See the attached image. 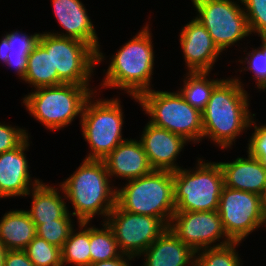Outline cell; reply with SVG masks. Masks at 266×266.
I'll return each mask as SVG.
<instances>
[{
	"mask_svg": "<svg viewBox=\"0 0 266 266\" xmlns=\"http://www.w3.org/2000/svg\"><path fill=\"white\" fill-rule=\"evenodd\" d=\"M249 95L238 77L223 79L201 112L202 140L208 138L220 149H232L233 142L248 130L255 117L248 109Z\"/></svg>",
	"mask_w": 266,
	"mask_h": 266,
	"instance_id": "obj_1",
	"label": "cell"
},
{
	"mask_svg": "<svg viewBox=\"0 0 266 266\" xmlns=\"http://www.w3.org/2000/svg\"><path fill=\"white\" fill-rule=\"evenodd\" d=\"M111 182L104 161L88 159L63 180L60 186L73 206L70 214L77 217V224L91 222L96 215L105 222L116 205L117 187Z\"/></svg>",
	"mask_w": 266,
	"mask_h": 266,
	"instance_id": "obj_2",
	"label": "cell"
},
{
	"mask_svg": "<svg viewBox=\"0 0 266 266\" xmlns=\"http://www.w3.org/2000/svg\"><path fill=\"white\" fill-rule=\"evenodd\" d=\"M150 30L148 24L144 25L138 34L112 55L99 88H119L137 103L143 92L151 90L155 54Z\"/></svg>",
	"mask_w": 266,
	"mask_h": 266,
	"instance_id": "obj_3",
	"label": "cell"
},
{
	"mask_svg": "<svg viewBox=\"0 0 266 266\" xmlns=\"http://www.w3.org/2000/svg\"><path fill=\"white\" fill-rule=\"evenodd\" d=\"M25 95L22 103L29 115L50 131L69 126L76 117L81 119L86 100L95 88L75 84L40 87Z\"/></svg>",
	"mask_w": 266,
	"mask_h": 266,
	"instance_id": "obj_4",
	"label": "cell"
},
{
	"mask_svg": "<svg viewBox=\"0 0 266 266\" xmlns=\"http://www.w3.org/2000/svg\"><path fill=\"white\" fill-rule=\"evenodd\" d=\"M116 204L124 211L160 218L167 226L175 213L173 172L153 170L117 187Z\"/></svg>",
	"mask_w": 266,
	"mask_h": 266,
	"instance_id": "obj_5",
	"label": "cell"
},
{
	"mask_svg": "<svg viewBox=\"0 0 266 266\" xmlns=\"http://www.w3.org/2000/svg\"><path fill=\"white\" fill-rule=\"evenodd\" d=\"M96 93L86 100L79 123L82 136L90 148L85 157L88 160L105 159L120 143L127 140L122 137L125 118L120 99H99L93 96Z\"/></svg>",
	"mask_w": 266,
	"mask_h": 266,
	"instance_id": "obj_6",
	"label": "cell"
},
{
	"mask_svg": "<svg viewBox=\"0 0 266 266\" xmlns=\"http://www.w3.org/2000/svg\"><path fill=\"white\" fill-rule=\"evenodd\" d=\"M197 160L193 170L181 168L173 172L175 212L218 210L224 187L222 169L218 162Z\"/></svg>",
	"mask_w": 266,
	"mask_h": 266,
	"instance_id": "obj_7",
	"label": "cell"
},
{
	"mask_svg": "<svg viewBox=\"0 0 266 266\" xmlns=\"http://www.w3.org/2000/svg\"><path fill=\"white\" fill-rule=\"evenodd\" d=\"M138 100L153 125L183 136L194 145L202 142V114L185 101L178 91L151 89L143 92Z\"/></svg>",
	"mask_w": 266,
	"mask_h": 266,
	"instance_id": "obj_8",
	"label": "cell"
},
{
	"mask_svg": "<svg viewBox=\"0 0 266 266\" xmlns=\"http://www.w3.org/2000/svg\"><path fill=\"white\" fill-rule=\"evenodd\" d=\"M38 42L51 52L53 72L58 73V85L90 86L97 66V51L89 44L74 38L40 33Z\"/></svg>",
	"mask_w": 266,
	"mask_h": 266,
	"instance_id": "obj_9",
	"label": "cell"
},
{
	"mask_svg": "<svg viewBox=\"0 0 266 266\" xmlns=\"http://www.w3.org/2000/svg\"><path fill=\"white\" fill-rule=\"evenodd\" d=\"M238 1V2H237ZM191 0L197 19L223 52L251 35L241 0Z\"/></svg>",
	"mask_w": 266,
	"mask_h": 266,
	"instance_id": "obj_10",
	"label": "cell"
},
{
	"mask_svg": "<svg viewBox=\"0 0 266 266\" xmlns=\"http://www.w3.org/2000/svg\"><path fill=\"white\" fill-rule=\"evenodd\" d=\"M217 211L224 231L232 242L241 243L253 231L266 226L261 196L254 193L224 186Z\"/></svg>",
	"mask_w": 266,
	"mask_h": 266,
	"instance_id": "obj_11",
	"label": "cell"
},
{
	"mask_svg": "<svg viewBox=\"0 0 266 266\" xmlns=\"http://www.w3.org/2000/svg\"><path fill=\"white\" fill-rule=\"evenodd\" d=\"M105 222L113 231L121 253L134 259H139L140 255L168 228L158 217L127 212L117 204Z\"/></svg>",
	"mask_w": 266,
	"mask_h": 266,
	"instance_id": "obj_12",
	"label": "cell"
},
{
	"mask_svg": "<svg viewBox=\"0 0 266 266\" xmlns=\"http://www.w3.org/2000/svg\"><path fill=\"white\" fill-rule=\"evenodd\" d=\"M168 228L195 252L232 242L224 231L218 211L175 212Z\"/></svg>",
	"mask_w": 266,
	"mask_h": 266,
	"instance_id": "obj_13",
	"label": "cell"
},
{
	"mask_svg": "<svg viewBox=\"0 0 266 266\" xmlns=\"http://www.w3.org/2000/svg\"><path fill=\"white\" fill-rule=\"evenodd\" d=\"M56 20L63 32H52L57 36L74 38L91 45L97 51V66L106 60L100 51L98 34L94 28L87 9L81 0H51Z\"/></svg>",
	"mask_w": 266,
	"mask_h": 266,
	"instance_id": "obj_14",
	"label": "cell"
},
{
	"mask_svg": "<svg viewBox=\"0 0 266 266\" xmlns=\"http://www.w3.org/2000/svg\"><path fill=\"white\" fill-rule=\"evenodd\" d=\"M28 136L17 148L0 154V199L26 197L32 187L41 180L32 179L29 164L24 153L30 146ZM33 180V181H32Z\"/></svg>",
	"mask_w": 266,
	"mask_h": 266,
	"instance_id": "obj_15",
	"label": "cell"
},
{
	"mask_svg": "<svg viewBox=\"0 0 266 266\" xmlns=\"http://www.w3.org/2000/svg\"><path fill=\"white\" fill-rule=\"evenodd\" d=\"M140 142L153 170L177 171V158L186 144L183 136L153 125L148 121L140 135ZM177 163V164H176Z\"/></svg>",
	"mask_w": 266,
	"mask_h": 266,
	"instance_id": "obj_16",
	"label": "cell"
},
{
	"mask_svg": "<svg viewBox=\"0 0 266 266\" xmlns=\"http://www.w3.org/2000/svg\"><path fill=\"white\" fill-rule=\"evenodd\" d=\"M179 34L187 72H211L222 52L215 45L206 28L193 17L181 28Z\"/></svg>",
	"mask_w": 266,
	"mask_h": 266,
	"instance_id": "obj_17",
	"label": "cell"
},
{
	"mask_svg": "<svg viewBox=\"0 0 266 266\" xmlns=\"http://www.w3.org/2000/svg\"><path fill=\"white\" fill-rule=\"evenodd\" d=\"M103 161L111 180L117 177L128 181L153 171L141 142L136 139L127 138Z\"/></svg>",
	"mask_w": 266,
	"mask_h": 266,
	"instance_id": "obj_18",
	"label": "cell"
},
{
	"mask_svg": "<svg viewBox=\"0 0 266 266\" xmlns=\"http://www.w3.org/2000/svg\"><path fill=\"white\" fill-rule=\"evenodd\" d=\"M231 162H218L224 178V186L260 195L266 187V166L247 153Z\"/></svg>",
	"mask_w": 266,
	"mask_h": 266,
	"instance_id": "obj_19",
	"label": "cell"
},
{
	"mask_svg": "<svg viewBox=\"0 0 266 266\" xmlns=\"http://www.w3.org/2000/svg\"><path fill=\"white\" fill-rule=\"evenodd\" d=\"M196 252L167 228L141 255L142 266H188Z\"/></svg>",
	"mask_w": 266,
	"mask_h": 266,
	"instance_id": "obj_20",
	"label": "cell"
},
{
	"mask_svg": "<svg viewBox=\"0 0 266 266\" xmlns=\"http://www.w3.org/2000/svg\"><path fill=\"white\" fill-rule=\"evenodd\" d=\"M58 186L59 188L53 187L41 181L38 185L32 187L27 194V196H32V206L30 210L26 211L36 227L45 222L62 219L69 212L64 191L60 185ZM59 190L62 191L61 195Z\"/></svg>",
	"mask_w": 266,
	"mask_h": 266,
	"instance_id": "obj_21",
	"label": "cell"
},
{
	"mask_svg": "<svg viewBox=\"0 0 266 266\" xmlns=\"http://www.w3.org/2000/svg\"><path fill=\"white\" fill-rule=\"evenodd\" d=\"M36 236V226L26 210L7 211L0 220V241L6 250H24Z\"/></svg>",
	"mask_w": 266,
	"mask_h": 266,
	"instance_id": "obj_22",
	"label": "cell"
},
{
	"mask_svg": "<svg viewBox=\"0 0 266 266\" xmlns=\"http://www.w3.org/2000/svg\"><path fill=\"white\" fill-rule=\"evenodd\" d=\"M23 81L35 89L58 85V73L53 72L51 52H47L39 42L27 57V71Z\"/></svg>",
	"mask_w": 266,
	"mask_h": 266,
	"instance_id": "obj_23",
	"label": "cell"
},
{
	"mask_svg": "<svg viewBox=\"0 0 266 266\" xmlns=\"http://www.w3.org/2000/svg\"><path fill=\"white\" fill-rule=\"evenodd\" d=\"M209 75L208 71L187 72L183 86L178 88L183 99L200 112L205 109L214 88L223 80L210 79Z\"/></svg>",
	"mask_w": 266,
	"mask_h": 266,
	"instance_id": "obj_24",
	"label": "cell"
},
{
	"mask_svg": "<svg viewBox=\"0 0 266 266\" xmlns=\"http://www.w3.org/2000/svg\"><path fill=\"white\" fill-rule=\"evenodd\" d=\"M87 225L88 222H80L78 223L80 229L71 231L61 249L62 266H66V264L89 266L91 264L90 227Z\"/></svg>",
	"mask_w": 266,
	"mask_h": 266,
	"instance_id": "obj_25",
	"label": "cell"
},
{
	"mask_svg": "<svg viewBox=\"0 0 266 266\" xmlns=\"http://www.w3.org/2000/svg\"><path fill=\"white\" fill-rule=\"evenodd\" d=\"M4 35L7 37L10 46L5 65L14 68L20 80L23 81L27 71V57L38 43L40 32L28 35L19 32V30H13L6 32Z\"/></svg>",
	"mask_w": 266,
	"mask_h": 266,
	"instance_id": "obj_26",
	"label": "cell"
},
{
	"mask_svg": "<svg viewBox=\"0 0 266 266\" xmlns=\"http://www.w3.org/2000/svg\"><path fill=\"white\" fill-rule=\"evenodd\" d=\"M90 226V254L91 263L108 261L119 257L122 253L119 250L113 231L106 222L101 225L103 228Z\"/></svg>",
	"mask_w": 266,
	"mask_h": 266,
	"instance_id": "obj_27",
	"label": "cell"
},
{
	"mask_svg": "<svg viewBox=\"0 0 266 266\" xmlns=\"http://www.w3.org/2000/svg\"><path fill=\"white\" fill-rule=\"evenodd\" d=\"M240 242L204 248L196 251L195 259L200 266H242V260L236 252Z\"/></svg>",
	"mask_w": 266,
	"mask_h": 266,
	"instance_id": "obj_28",
	"label": "cell"
},
{
	"mask_svg": "<svg viewBox=\"0 0 266 266\" xmlns=\"http://www.w3.org/2000/svg\"><path fill=\"white\" fill-rule=\"evenodd\" d=\"M24 251L35 266H62L61 249L36 235Z\"/></svg>",
	"mask_w": 266,
	"mask_h": 266,
	"instance_id": "obj_29",
	"label": "cell"
},
{
	"mask_svg": "<svg viewBox=\"0 0 266 266\" xmlns=\"http://www.w3.org/2000/svg\"><path fill=\"white\" fill-rule=\"evenodd\" d=\"M69 211L62 219H56L54 222H45L36 227V235L46 240L51 245L62 249L65 241L69 238L74 229L72 215ZM71 217V218H70Z\"/></svg>",
	"mask_w": 266,
	"mask_h": 266,
	"instance_id": "obj_30",
	"label": "cell"
},
{
	"mask_svg": "<svg viewBox=\"0 0 266 266\" xmlns=\"http://www.w3.org/2000/svg\"><path fill=\"white\" fill-rule=\"evenodd\" d=\"M260 41L262 42L260 47H253L248 52L243 50L246 56L245 58L242 57L243 60L239 59L238 62L247 66L239 71H251L254 73L252 79L255 80L257 89L266 91V37H261Z\"/></svg>",
	"mask_w": 266,
	"mask_h": 266,
	"instance_id": "obj_31",
	"label": "cell"
},
{
	"mask_svg": "<svg viewBox=\"0 0 266 266\" xmlns=\"http://www.w3.org/2000/svg\"><path fill=\"white\" fill-rule=\"evenodd\" d=\"M250 34L266 37V0H241Z\"/></svg>",
	"mask_w": 266,
	"mask_h": 266,
	"instance_id": "obj_32",
	"label": "cell"
},
{
	"mask_svg": "<svg viewBox=\"0 0 266 266\" xmlns=\"http://www.w3.org/2000/svg\"><path fill=\"white\" fill-rule=\"evenodd\" d=\"M256 124V118L253 117L249 127L252 128L253 126L254 133L249 138L246 152L256 157L266 166V124H258L259 126Z\"/></svg>",
	"mask_w": 266,
	"mask_h": 266,
	"instance_id": "obj_33",
	"label": "cell"
},
{
	"mask_svg": "<svg viewBox=\"0 0 266 266\" xmlns=\"http://www.w3.org/2000/svg\"><path fill=\"white\" fill-rule=\"evenodd\" d=\"M26 129L0 121V154L17 148L30 134Z\"/></svg>",
	"mask_w": 266,
	"mask_h": 266,
	"instance_id": "obj_34",
	"label": "cell"
},
{
	"mask_svg": "<svg viewBox=\"0 0 266 266\" xmlns=\"http://www.w3.org/2000/svg\"><path fill=\"white\" fill-rule=\"evenodd\" d=\"M4 266H35L24 250H7Z\"/></svg>",
	"mask_w": 266,
	"mask_h": 266,
	"instance_id": "obj_35",
	"label": "cell"
},
{
	"mask_svg": "<svg viewBox=\"0 0 266 266\" xmlns=\"http://www.w3.org/2000/svg\"><path fill=\"white\" fill-rule=\"evenodd\" d=\"M132 260L135 261L133 257L121 254L119 257H116L112 260L91 263L89 266H131V263L129 264V261Z\"/></svg>",
	"mask_w": 266,
	"mask_h": 266,
	"instance_id": "obj_36",
	"label": "cell"
},
{
	"mask_svg": "<svg viewBox=\"0 0 266 266\" xmlns=\"http://www.w3.org/2000/svg\"><path fill=\"white\" fill-rule=\"evenodd\" d=\"M9 48L10 46L8 44V39L4 35L0 39V61H2V63L4 64H6V61H7V55H8V52L10 51Z\"/></svg>",
	"mask_w": 266,
	"mask_h": 266,
	"instance_id": "obj_37",
	"label": "cell"
},
{
	"mask_svg": "<svg viewBox=\"0 0 266 266\" xmlns=\"http://www.w3.org/2000/svg\"><path fill=\"white\" fill-rule=\"evenodd\" d=\"M261 209L264 216V220L266 222V187L263 190V193L261 194Z\"/></svg>",
	"mask_w": 266,
	"mask_h": 266,
	"instance_id": "obj_38",
	"label": "cell"
},
{
	"mask_svg": "<svg viewBox=\"0 0 266 266\" xmlns=\"http://www.w3.org/2000/svg\"><path fill=\"white\" fill-rule=\"evenodd\" d=\"M6 248L3 243L0 241V266H4V259L6 255Z\"/></svg>",
	"mask_w": 266,
	"mask_h": 266,
	"instance_id": "obj_39",
	"label": "cell"
},
{
	"mask_svg": "<svg viewBox=\"0 0 266 266\" xmlns=\"http://www.w3.org/2000/svg\"><path fill=\"white\" fill-rule=\"evenodd\" d=\"M188 266H200L197 260L195 259L193 262H191Z\"/></svg>",
	"mask_w": 266,
	"mask_h": 266,
	"instance_id": "obj_40",
	"label": "cell"
}]
</instances>
